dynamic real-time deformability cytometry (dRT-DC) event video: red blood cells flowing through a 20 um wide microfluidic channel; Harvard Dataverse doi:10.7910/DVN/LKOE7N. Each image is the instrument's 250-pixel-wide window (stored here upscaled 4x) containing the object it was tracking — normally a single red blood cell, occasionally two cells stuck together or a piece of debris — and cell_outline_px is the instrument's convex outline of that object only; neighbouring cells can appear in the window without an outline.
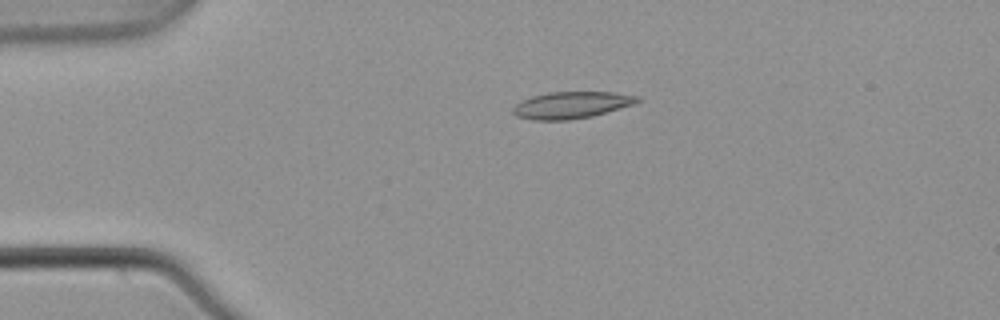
{"species": "common noctule bat (a hibernating species)", "species_latin": "Nyctalus noctula", "temperature_condition": "warm", "stored_images_in_passage": 4, "camera_frame_rate_fps": 3000, "um_per_image_px": 0.085, "animal": {"sex": "male", "body_mass_g": 21.5, "forearm_length_mm": 52.0}, "frame": {"image": 1, "passage_image": 3, "time_ms": 0.667, "image_size_px": [1000, 320], "cell_outline_px": [[640, 100], [632, 104], [592, 116], [568, 120], [536, 120], [516, 116], [512, 112], [512, 108], [520, 100], [532, 96], [548, 92], [612, 92], [640, 96]], "centroid_in_image_um": [48.52, 8.92], "position_along_channel_um": 36.5, "area_um2": 19.31}}